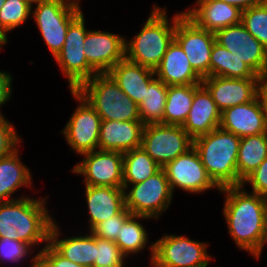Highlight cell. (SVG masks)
I'll return each mask as SVG.
<instances>
[{"mask_svg": "<svg viewBox=\"0 0 267 267\" xmlns=\"http://www.w3.org/2000/svg\"><path fill=\"white\" fill-rule=\"evenodd\" d=\"M225 193L223 215L236 246L259 259L267 243V199L244 185L220 188Z\"/></svg>", "mask_w": 267, "mask_h": 267, "instance_id": "cell-1", "label": "cell"}, {"mask_svg": "<svg viewBox=\"0 0 267 267\" xmlns=\"http://www.w3.org/2000/svg\"><path fill=\"white\" fill-rule=\"evenodd\" d=\"M47 198H24L0 203V238L22 241L31 248L49 242L55 221L45 206ZM33 246V247H32Z\"/></svg>", "mask_w": 267, "mask_h": 267, "instance_id": "cell-2", "label": "cell"}, {"mask_svg": "<svg viewBox=\"0 0 267 267\" xmlns=\"http://www.w3.org/2000/svg\"><path fill=\"white\" fill-rule=\"evenodd\" d=\"M153 7L141 31L131 40H125V57L155 70L174 40L176 21L184 11L176 13L169 23L167 9L157 4Z\"/></svg>", "mask_w": 267, "mask_h": 267, "instance_id": "cell-3", "label": "cell"}, {"mask_svg": "<svg viewBox=\"0 0 267 267\" xmlns=\"http://www.w3.org/2000/svg\"><path fill=\"white\" fill-rule=\"evenodd\" d=\"M241 138L220 127L193 139L208 176L219 187L238 186L237 157Z\"/></svg>", "mask_w": 267, "mask_h": 267, "instance_id": "cell-4", "label": "cell"}, {"mask_svg": "<svg viewBox=\"0 0 267 267\" xmlns=\"http://www.w3.org/2000/svg\"><path fill=\"white\" fill-rule=\"evenodd\" d=\"M96 110L102 121H141L139 106L108 74H95L76 90Z\"/></svg>", "mask_w": 267, "mask_h": 267, "instance_id": "cell-5", "label": "cell"}, {"mask_svg": "<svg viewBox=\"0 0 267 267\" xmlns=\"http://www.w3.org/2000/svg\"><path fill=\"white\" fill-rule=\"evenodd\" d=\"M35 4L31 15L55 58L63 48L70 23L82 12L81 4L78 0H39Z\"/></svg>", "mask_w": 267, "mask_h": 267, "instance_id": "cell-6", "label": "cell"}, {"mask_svg": "<svg viewBox=\"0 0 267 267\" xmlns=\"http://www.w3.org/2000/svg\"><path fill=\"white\" fill-rule=\"evenodd\" d=\"M208 243L181 235L165 234L150 245L153 267H208Z\"/></svg>", "mask_w": 267, "mask_h": 267, "instance_id": "cell-7", "label": "cell"}, {"mask_svg": "<svg viewBox=\"0 0 267 267\" xmlns=\"http://www.w3.org/2000/svg\"><path fill=\"white\" fill-rule=\"evenodd\" d=\"M124 194L125 207L133 215L157 220L170 206L174 195L163 168L145 181L129 184Z\"/></svg>", "mask_w": 267, "mask_h": 267, "instance_id": "cell-8", "label": "cell"}, {"mask_svg": "<svg viewBox=\"0 0 267 267\" xmlns=\"http://www.w3.org/2000/svg\"><path fill=\"white\" fill-rule=\"evenodd\" d=\"M81 12L69 25L62 50L53 58L69 82L70 90H77L84 82L98 74L87 62L84 41L89 29Z\"/></svg>", "mask_w": 267, "mask_h": 267, "instance_id": "cell-9", "label": "cell"}, {"mask_svg": "<svg viewBox=\"0 0 267 267\" xmlns=\"http://www.w3.org/2000/svg\"><path fill=\"white\" fill-rule=\"evenodd\" d=\"M141 147L163 168L193 147V138L181 125L149 124L142 133Z\"/></svg>", "mask_w": 267, "mask_h": 267, "instance_id": "cell-10", "label": "cell"}, {"mask_svg": "<svg viewBox=\"0 0 267 267\" xmlns=\"http://www.w3.org/2000/svg\"><path fill=\"white\" fill-rule=\"evenodd\" d=\"M72 97L79 105L71 114L62 133L67 145L82 155L98 149L99 132L102 120L96 110L76 90H70Z\"/></svg>", "mask_w": 267, "mask_h": 267, "instance_id": "cell-11", "label": "cell"}, {"mask_svg": "<svg viewBox=\"0 0 267 267\" xmlns=\"http://www.w3.org/2000/svg\"><path fill=\"white\" fill-rule=\"evenodd\" d=\"M174 40L187 55L192 68L202 78L209 77L215 33L198 27L183 13L176 21Z\"/></svg>", "mask_w": 267, "mask_h": 267, "instance_id": "cell-12", "label": "cell"}, {"mask_svg": "<svg viewBox=\"0 0 267 267\" xmlns=\"http://www.w3.org/2000/svg\"><path fill=\"white\" fill-rule=\"evenodd\" d=\"M80 156L72 172L82 175L85 185L123 188V153L94 150Z\"/></svg>", "mask_w": 267, "mask_h": 267, "instance_id": "cell-13", "label": "cell"}, {"mask_svg": "<svg viewBox=\"0 0 267 267\" xmlns=\"http://www.w3.org/2000/svg\"><path fill=\"white\" fill-rule=\"evenodd\" d=\"M172 192L175 187L188 193H204L209 189L220 188L208 176L196 149L192 147L184 154L163 167Z\"/></svg>", "mask_w": 267, "mask_h": 267, "instance_id": "cell-14", "label": "cell"}, {"mask_svg": "<svg viewBox=\"0 0 267 267\" xmlns=\"http://www.w3.org/2000/svg\"><path fill=\"white\" fill-rule=\"evenodd\" d=\"M216 42L249 66L259 77L267 73V50L242 23L215 33Z\"/></svg>", "mask_w": 267, "mask_h": 267, "instance_id": "cell-15", "label": "cell"}, {"mask_svg": "<svg viewBox=\"0 0 267 267\" xmlns=\"http://www.w3.org/2000/svg\"><path fill=\"white\" fill-rule=\"evenodd\" d=\"M125 37L100 30H88L84 41L85 58L98 73H108L125 58Z\"/></svg>", "mask_w": 267, "mask_h": 267, "instance_id": "cell-16", "label": "cell"}, {"mask_svg": "<svg viewBox=\"0 0 267 267\" xmlns=\"http://www.w3.org/2000/svg\"><path fill=\"white\" fill-rule=\"evenodd\" d=\"M260 78H227L222 76H209L202 79V84L210 92L218 109H225L242 105L256 97Z\"/></svg>", "mask_w": 267, "mask_h": 267, "instance_id": "cell-17", "label": "cell"}, {"mask_svg": "<svg viewBox=\"0 0 267 267\" xmlns=\"http://www.w3.org/2000/svg\"><path fill=\"white\" fill-rule=\"evenodd\" d=\"M193 8L184 14L198 27L216 33L228 26L241 23L242 10L219 0H196Z\"/></svg>", "mask_w": 267, "mask_h": 267, "instance_id": "cell-18", "label": "cell"}, {"mask_svg": "<svg viewBox=\"0 0 267 267\" xmlns=\"http://www.w3.org/2000/svg\"><path fill=\"white\" fill-rule=\"evenodd\" d=\"M219 127L240 138L267 132V122L256 97L248 103L236 105L221 112Z\"/></svg>", "mask_w": 267, "mask_h": 267, "instance_id": "cell-19", "label": "cell"}, {"mask_svg": "<svg viewBox=\"0 0 267 267\" xmlns=\"http://www.w3.org/2000/svg\"><path fill=\"white\" fill-rule=\"evenodd\" d=\"M221 111L208 89L201 84L194 92V99L182 128L193 139L219 128Z\"/></svg>", "mask_w": 267, "mask_h": 267, "instance_id": "cell-20", "label": "cell"}, {"mask_svg": "<svg viewBox=\"0 0 267 267\" xmlns=\"http://www.w3.org/2000/svg\"><path fill=\"white\" fill-rule=\"evenodd\" d=\"M144 126L142 121H102L98 150L125 153L141 147Z\"/></svg>", "mask_w": 267, "mask_h": 267, "instance_id": "cell-21", "label": "cell"}, {"mask_svg": "<svg viewBox=\"0 0 267 267\" xmlns=\"http://www.w3.org/2000/svg\"><path fill=\"white\" fill-rule=\"evenodd\" d=\"M85 195L90 216L89 231L125 208L124 188L85 185Z\"/></svg>", "mask_w": 267, "mask_h": 267, "instance_id": "cell-22", "label": "cell"}, {"mask_svg": "<svg viewBox=\"0 0 267 267\" xmlns=\"http://www.w3.org/2000/svg\"><path fill=\"white\" fill-rule=\"evenodd\" d=\"M155 76L167 86L202 84V77L192 68L187 55L173 40L154 70Z\"/></svg>", "mask_w": 267, "mask_h": 267, "instance_id": "cell-23", "label": "cell"}, {"mask_svg": "<svg viewBox=\"0 0 267 267\" xmlns=\"http://www.w3.org/2000/svg\"><path fill=\"white\" fill-rule=\"evenodd\" d=\"M59 225L53 222L50 234L49 244L64 258L82 265L84 267H94L96 259V236L90 231L86 235H76L59 239L62 231H59Z\"/></svg>", "mask_w": 267, "mask_h": 267, "instance_id": "cell-24", "label": "cell"}, {"mask_svg": "<svg viewBox=\"0 0 267 267\" xmlns=\"http://www.w3.org/2000/svg\"><path fill=\"white\" fill-rule=\"evenodd\" d=\"M108 74L121 90L137 105L142 102L155 71L128 60L126 57L110 69Z\"/></svg>", "mask_w": 267, "mask_h": 267, "instance_id": "cell-25", "label": "cell"}, {"mask_svg": "<svg viewBox=\"0 0 267 267\" xmlns=\"http://www.w3.org/2000/svg\"><path fill=\"white\" fill-rule=\"evenodd\" d=\"M18 147L9 155L0 159V203L26 197H13V194L23 186H32V172L19 157ZM12 196V197H11Z\"/></svg>", "mask_w": 267, "mask_h": 267, "instance_id": "cell-26", "label": "cell"}, {"mask_svg": "<svg viewBox=\"0 0 267 267\" xmlns=\"http://www.w3.org/2000/svg\"><path fill=\"white\" fill-rule=\"evenodd\" d=\"M267 158V132L241 137L237 172L238 186Z\"/></svg>", "mask_w": 267, "mask_h": 267, "instance_id": "cell-27", "label": "cell"}, {"mask_svg": "<svg viewBox=\"0 0 267 267\" xmlns=\"http://www.w3.org/2000/svg\"><path fill=\"white\" fill-rule=\"evenodd\" d=\"M201 84L168 86L163 124L183 125L194 99V92Z\"/></svg>", "mask_w": 267, "mask_h": 267, "instance_id": "cell-28", "label": "cell"}, {"mask_svg": "<svg viewBox=\"0 0 267 267\" xmlns=\"http://www.w3.org/2000/svg\"><path fill=\"white\" fill-rule=\"evenodd\" d=\"M210 76H222L235 79L260 78L242 60L238 59L216 41L211 51Z\"/></svg>", "mask_w": 267, "mask_h": 267, "instance_id": "cell-29", "label": "cell"}, {"mask_svg": "<svg viewBox=\"0 0 267 267\" xmlns=\"http://www.w3.org/2000/svg\"><path fill=\"white\" fill-rule=\"evenodd\" d=\"M160 169L142 147L123 153V188L145 181Z\"/></svg>", "mask_w": 267, "mask_h": 267, "instance_id": "cell-30", "label": "cell"}, {"mask_svg": "<svg viewBox=\"0 0 267 267\" xmlns=\"http://www.w3.org/2000/svg\"><path fill=\"white\" fill-rule=\"evenodd\" d=\"M168 86L156 76L149 82L139 106V115L144 125L163 124Z\"/></svg>", "mask_w": 267, "mask_h": 267, "instance_id": "cell-31", "label": "cell"}, {"mask_svg": "<svg viewBox=\"0 0 267 267\" xmlns=\"http://www.w3.org/2000/svg\"><path fill=\"white\" fill-rule=\"evenodd\" d=\"M151 219L145 216L131 215L121 226L115 244L120 251L128 257L129 255L143 251L147 248L148 232L138 220Z\"/></svg>", "mask_w": 267, "mask_h": 267, "instance_id": "cell-32", "label": "cell"}, {"mask_svg": "<svg viewBox=\"0 0 267 267\" xmlns=\"http://www.w3.org/2000/svg\"><path fill=\"white\" fill-rule=\"evenodd\" d=\"M32 4L27 0H5L0 10V35L8 41L7 33L20 27L31 16Z\"/></svg>", "mask_w": 267, "mask_h": 267, "instance_id": "cell-33", "label": "cell"}, {"mask_svg": "<svg viewBox=\"0 0 267 267\" xmlns=\"http://www.w3.org/2000/svg\"><path fill=\"white\" fill-rule=\"evenodd\" d=\"M241 23L267 50V0L242 10Z\"/></svg>", "mask_w": 267, "mask_h": 267, "instance_id": "cell-34", "label": "cell"}, {"mask_svg": "<svg viewBox=\"0 0 267 267\" xmlns=\"http://www.w3.org/2000/svg\"><path fill=\"white\" fill-rule=\"evenodd\" d=\"M126 258L114 241L96 237L94 267H113L122 264Z\"/></svg>", "mask_w": 267, "mask_h": 267, "instance_id": "cell-35", "label": "cell"}, {"mask_svg": "<svg viewBox=\"0 0 267 267\" xmlns=\"http://www.w3.org/2000/svg\"><path fill=\"white\" fill-rule=\"evenodd\" d=\"M132 215V213L125 207L119 214L98 223L90 232L105 240L116 241L122 224Z\"/></svg>", "mask_w": 267, "mask_h": 267, "instance_id": "cell-36", "label": "cell"}, {"mask_svg": "<svg viewBox=\"0 0 267 267\" xmlns=\"http://www.w3.org/2000/svg\"><path fill=\"white\" fill-rule=\"evenodd\" d=\"M30 267H84L61 256L49 243L32 257Z\"/></svg>", "mask_w": 267, "mask_h": 267, "instance_id": "cell-37", "label": "cell"}, {"mask_svg": "<svg viewBox=\"0 0 267 267\" xmlns=\"http://www.w3.org/2000/svg\"><path fill=\"white\" fill-rule=\"evenodd\" d=\"M31 250L33 251L28 244L22 241L8 237L0 238V264H4L6 260L15 263L23 261L25 257L32 254Z\"/></svg>", "mask_w": 267, "mask_h": 267, "instance_id": "cell-38", "label": "cell"}, {"mask_svg": "<svg viewBox=\"0 0 267 267\" xmlns=\"http://www.w3.org/2000/svg\"><path fill=\"white\" fill-rule=\"evenodd\" d=\"M15 129L3 114L0 115V159L9 155L21 143V137Z\"/></svg>", "mask_w": 267, "mask_h": 267, "instance_id": "cell-39", "label": "cell"}, {"mask_svg": "<svg viewBox=\"0 0 267 267\" xmlns=\"http://www.w3.org/2000/svg\"><path fill=\"white\" fill-rule=\"evenodd\" d=\"M244 184L252 186L251 192L267 197V158L242 181Z\"/></svg>", "mask_w": 267, "mask_h": 267, "instance_id": "cell-40", "label": "cell"}, {"mask_svg": "<svg viewBox=\"0 0 267 267\" xmlns=\"http://www.w3.org/2000/svg\"><path fill=\"white\" fill-rule=\"evenodd\" d=\"M13 77L11 73L0 70V109L3 104L11 99L12 95V85ZM0 115L2 112L0 110Z\"/></svg>", "mask_w": 267, "mask_h": 267, "instance_id": "cell-41", "label": "cell"}, {"mask_svg": "<svg viewBox=\"0 0 267 267\" xmlns=\"http://www.w3.org/2000/svg\"><path fill=\"white\" fill-rule=\"evenodd\" d=\"M256 98L260 103L262 112L267 122V73L259 79Z\"/></svg>", "mask_w": 267, "mask_h": 267, "instance_id": "cell-42", "label": "cell"}, {"mask_svg": "<svg viewBox=\"0 0 267 267\" xmlns=\"http://www.w3.org/2000/svg\"><path fill=\"white\" fill-rule=\"evenodd\" d=\"M239 7L241 10L248 9L254 5L259 4L263 0H219Z\"/></svg>", "mask_w": 267, "mask_h": 267, "instance_id": "cell-43", "label": "cell"}, {"mask_svg": "<svg viewBox=\"0 0 267 267\" xmlns=\"http://www.w3.org/2000/svg\"><path fill=\"white\" fill-rule=\"evenodd\" d=\"M8 41H6L1 35H0V50L3 48L2 46L6 45Z\"/></svg>", "mask_w": 267, "mask_h": 267, "instance_id": "cell-44", "label": "cell"}, {"mask_svg": "<svg viewBox=\"0 0 267 267\" xmlns=\"http://www.w3.org/2000/svg\"><path fill=\"white\" fill-rule=\"evenodd\" d=\"M125 263H126V261H124L122 264H120V265H116V266H113V267H125L124 265H125Z\"/></svg>", "mask_w": 267, "mask_h": 267, "instance_id": "cell-45", "label": "cell"}, {"mask_svg": "<svg viewBox=\"0 0 267 267\" xmlns=\"http://www.w3.org/2000/svg\"><path fill=\"white\" fill-rule=\"evenodd\" d=\"M27 1L30 2L33 5V4H35L39 0H27Z\"/></svg>", "mask_w": 267, "mask_h": 267, "instance_id": "cell-46", "label": "cell"}, {"mask_svg": "<svg viewBox=\"0 0 267 267\" xmlns=\"http://www.w3.org/2000/svg\"><path fill=\"white\" fill-rule=\"evenodd\" d=\"M4 2H5V0H0V10H1V8H2Z\"/></svg>", "mask_w": 267, "mask_h": 267, "instance_id": "cell-47", "label": "cell"}]
</instances>
